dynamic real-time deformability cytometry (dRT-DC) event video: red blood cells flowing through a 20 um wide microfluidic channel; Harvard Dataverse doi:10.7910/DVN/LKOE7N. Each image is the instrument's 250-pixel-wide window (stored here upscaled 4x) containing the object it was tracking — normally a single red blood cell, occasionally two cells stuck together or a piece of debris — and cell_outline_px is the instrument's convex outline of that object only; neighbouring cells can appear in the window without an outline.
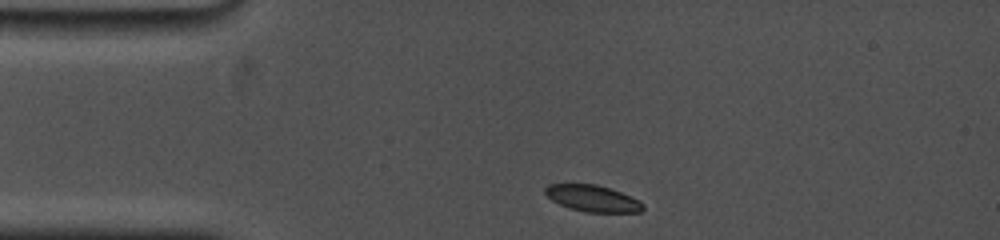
{"species": "common noctule bat (a hibernating species)", "species_latin": "Nyctalus noctula", "temperature_condition": "cold", "stored_images_in_passage": 32, "camera_frame_rate_fps": 5000, "um_per_image_px": 0.085, "animal": {"sex": "female", "body_mass_g": 19.0, "forearm_length_mm": 53.3}, "frame": {"image": 1, "passage_image": 1, "time_ms": 0.0, "image_size_px": [1000, 240], "cell_outline_px": [[644, 208], [640, 212], [584, 212], [568, 208], [552, 200], [544, 192], [544, 188], [548, 184], [596, 184], [620, 192], [640, 200], [644, 204]], "centroid_in_image_um": [50.37, 16.87], "position_along_channel_um": 34.6, "area_um2": 15.09}}
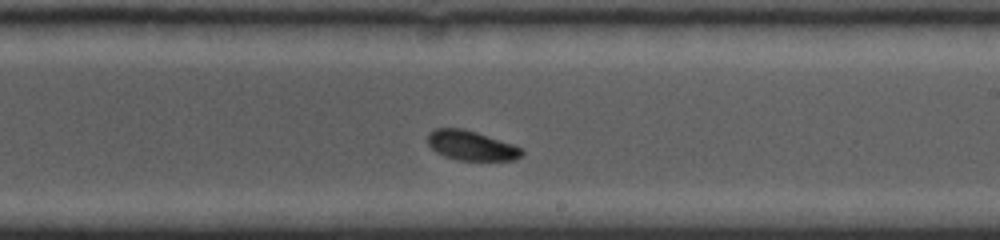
{"frame": {"image": 2, "passage_image": 18, "time_ms": 6.8, "image_size_px": [1000, 240], "cell_outline_px": [[524, 152], [520, 156], [512, 160], [456, 160], [444, 156], [436, 152], [428, 144], [428, 132], [436, 128], [464, 128], [524, 148]], "centroid_in_image_um": [40.04, 12.37], "position_along_channel_um": 249.0, "area_um2": 16.24}}
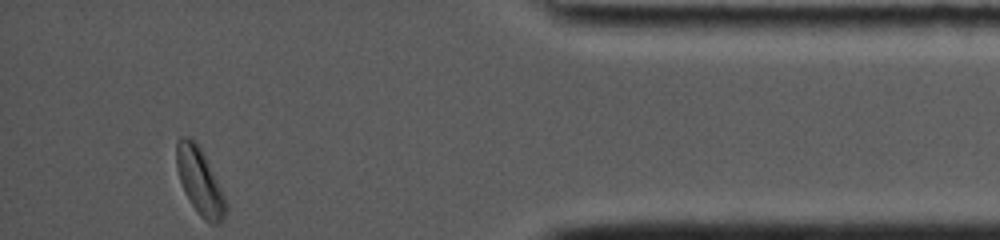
{"frame": {"image": 3, "passage_image": 32, "time_ms": 12.2, "image_size_px": [1000, 240], "cell_outline_px": [[228, 212], [220, 224], [208, 224], [200, 216], [184, 192], [176, 168], [176, 140], [180, 136], [188, 136], [196, 140], [228, 204]], "centroid_in_image_um": [16.97, 15.44], "position_along_channel_um": 418.2, "area_um2": 19.13}, "authors_computed_cell_mechanics": {"area_um2": 16.8198, "velocity_mm_per_s": 3.6679, "shape_relaxation_time_tau1_ms": 1.3262, "shape_relaxation_time_tau2_ms": 6.1822, "deformation_change_tau1": 0.0908, "deformation_change_tau2": 0.0902}}